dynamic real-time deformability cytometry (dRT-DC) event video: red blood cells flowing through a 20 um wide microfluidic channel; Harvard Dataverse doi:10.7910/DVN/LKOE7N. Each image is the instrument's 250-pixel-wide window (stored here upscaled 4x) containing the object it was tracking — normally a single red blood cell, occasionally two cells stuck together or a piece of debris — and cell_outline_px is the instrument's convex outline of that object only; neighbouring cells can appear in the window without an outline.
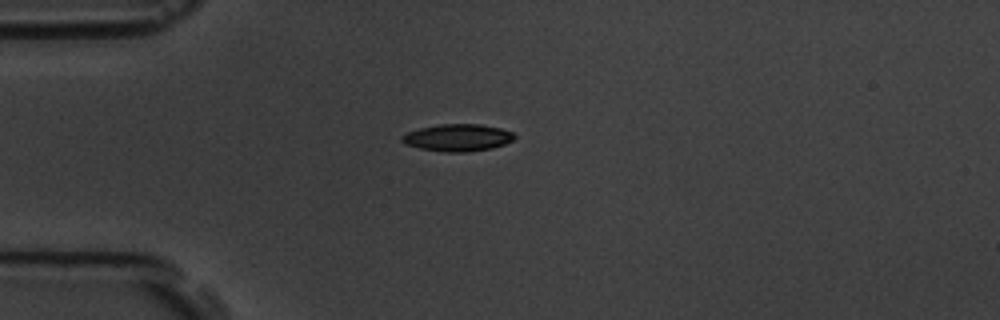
{"species": "common noctule bat (a hibernating species)", "species_latin": "Nyctalus noctula", "temperature_condition": "room temperature", "stored_images_in_passage": 3, "camera_frame_rate_fps": 3000, "um_per_image_px": 0.085, "animal": {"sex": "male", "body_mass_g": 19.5, "forearm_length_mm": 54.6}, "frame": {"image": 1, "passage_image": 3, "time_ms": 2.333, "image_size_px": [1000, 320], "cell_outline_px": [[516, 136], [512, 140], [504, 144], [492, 148], [468, 152], [444, 152], [420, 148], [404, 144], [400, 140], [400, 136], [408, 132], [420, 128], [440, 124], [480, 124], [500, 128], [512, 132]], "centroid_in_image_um": [38.88, 11.7], "position_along_channel_um": 46.1, "area_um2": 17.8}}